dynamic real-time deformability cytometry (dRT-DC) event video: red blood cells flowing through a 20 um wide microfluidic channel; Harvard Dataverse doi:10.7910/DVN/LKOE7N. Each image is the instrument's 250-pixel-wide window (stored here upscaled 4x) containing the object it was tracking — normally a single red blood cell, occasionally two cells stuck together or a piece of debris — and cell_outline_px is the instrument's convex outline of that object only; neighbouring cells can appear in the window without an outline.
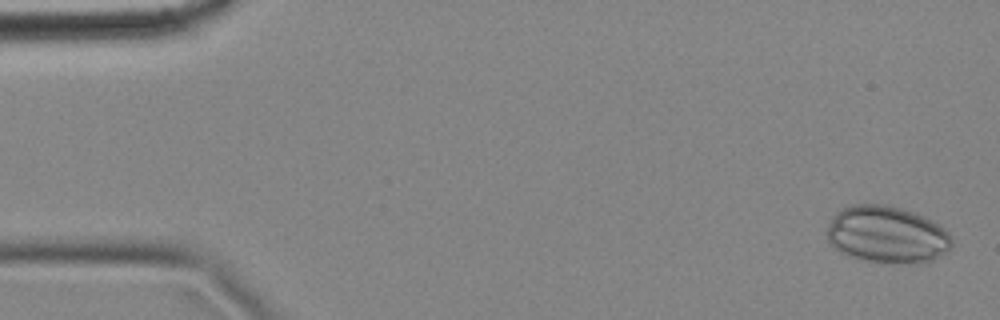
{"species": "common noctule bat (a hibernating species)", "species_latin": "Nyctalus noctula", "temperature_condition": "cold", "stored_images_in_passage": 6, "camera_frame_rate_fps": 3000, "um_per_image_px": 0.085, "animal": {"sex": "female", "body_mass_g": 18.4}, "frame": {"image": 1, "passage_image": 1, "time_ms": 0.0, "image_size_px": [1000, 320], "cell_outline_px": [[952, 244], [948, 252], [928, 264], [916, 264], [864, 260], [840, 252], [828, 244], [828, 224], [832, 216], [836, 212], [852, 204], [884, 204], [900, 208], [924, 216], [932, 220], [948, 232], [952, 236]], "centroid_in_image_um": [75.42, 19.95], "position_along_channel_um": 9.6, "area_um2": 41.85}}